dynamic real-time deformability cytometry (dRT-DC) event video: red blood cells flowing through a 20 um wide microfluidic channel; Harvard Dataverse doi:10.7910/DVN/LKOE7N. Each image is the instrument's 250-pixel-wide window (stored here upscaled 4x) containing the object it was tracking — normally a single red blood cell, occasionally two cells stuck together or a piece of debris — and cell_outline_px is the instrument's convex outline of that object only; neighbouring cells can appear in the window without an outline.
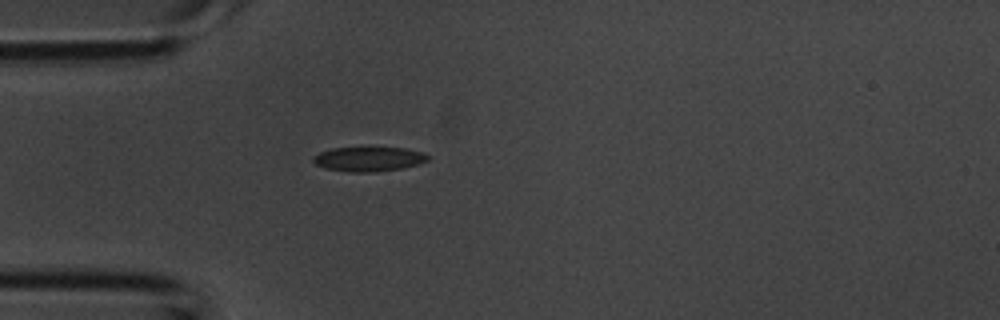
{"species": "common noctule bat (a hibernating species)", "species_latin": "Nyctalus noctula", "temperature_condition": "room temperature", "stored_images_in_passage": 1, "camera_frame_rate_fps": 3000, "um_per_image_px": 0.085, "animal": {"sex": "male", "body_mass_g": 20.1, "forearm_length_mm": 53.5}, "frame": {"image": 1, "passage_image": 1, "time_ms": 0.0, "image_size_px": [1000, 320], "cell_outline_px": [[432, 156], [428, 160], [404, 168], [372, 172], [352, 172], [324, 168], [316, 164], [312, 160], [312, 156], [320, 152], [332, 148], [404, 148], [424, 152]], "centroid_in_image_um": [31.35, 13.52], "position_along_channel_um": 53.6, "area_um2": 16.36}}